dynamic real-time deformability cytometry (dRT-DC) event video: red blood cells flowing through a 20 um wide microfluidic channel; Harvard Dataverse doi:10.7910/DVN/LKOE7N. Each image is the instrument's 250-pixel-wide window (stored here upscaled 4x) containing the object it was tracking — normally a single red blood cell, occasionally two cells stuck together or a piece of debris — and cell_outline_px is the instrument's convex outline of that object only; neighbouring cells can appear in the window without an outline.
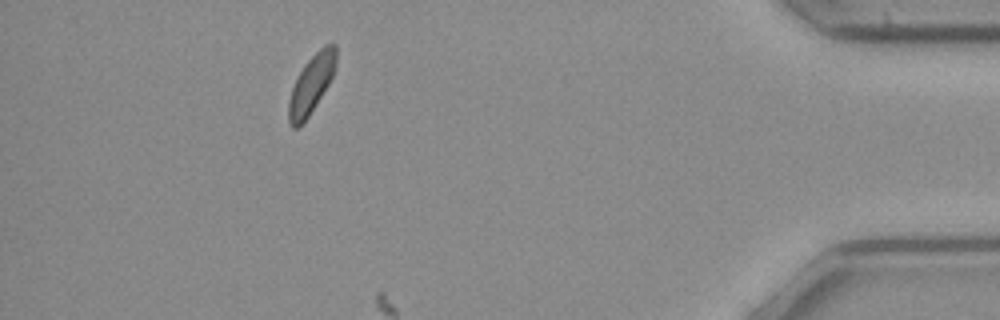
{"species": "common noctule bat (a hibernating species)", "species_latin": "Nyctalus noctula", "temperature_condition": "cold", "stored_images_in_passage": 43, "camera_frame_rate_fps": 3000, "um_per_image_px": 0.085, "animal": {"sex": "female", "body_mass_g": 21.9}, "frame": {"image": 1, "passage_image": 38, "time_ms": 12.333, "image_size_px": [1000, 320], "cell_outline_px": [[336, 64], [332, 76], [328, 84], [316, 104], [308, 116], [296, 128], [292, 128], [288, 120], [288, 100], [292, 88], [304, 64], [324, 44], [336, 44]], "centroid_in_image_um": [26.45, 7.14], "position_along_channel_um": 408.7, "area_um2": 15.78}}